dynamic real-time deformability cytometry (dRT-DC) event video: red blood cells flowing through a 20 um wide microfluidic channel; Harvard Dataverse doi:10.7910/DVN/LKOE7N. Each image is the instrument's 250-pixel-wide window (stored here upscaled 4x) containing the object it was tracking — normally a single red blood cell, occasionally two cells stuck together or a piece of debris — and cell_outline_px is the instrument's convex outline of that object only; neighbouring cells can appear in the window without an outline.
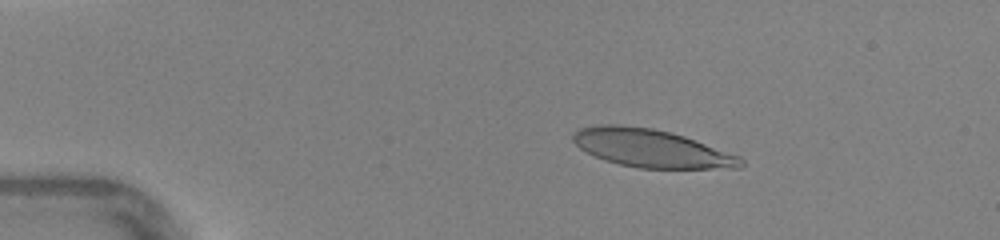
{"species": "human", "species_latin": "Homo sapiens", "temperature_condition": "warm", "stored_images_in_passage": 45, "camera_frame_rate_fps": 3000, "um_per_image_px": 0.085, "donor": {"sex": "female"}, "frame": {"image": 1, "passage_image": 7, "time_ms": 2.0, "image_size_px": [1000, 240], "cell_outline_px": [[744, 164], [740, 168], [640, 168], [620, 164], [604, 160], [580, 148], [572, 140], [572, 136], [580, 128], [596, 124], [620, 124], [652, 128], [684, 136], [740, 156], [744, 160]], "centroid_in_image_um": [55.36, 12.6], "position_along_channel_um": 29.6, "area_um2": 36.93}}
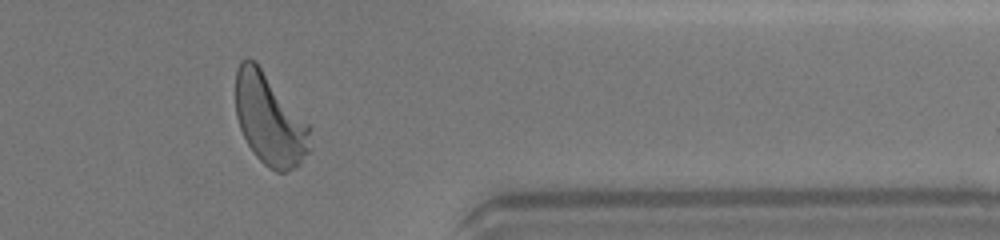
{"frame": {"image": 2, "passage_image": 37, "time_ms": 12.0, "image_size_px": [1000, 240], "cell_outline_px": [[308, 152], [300, 164], [296, 168], [284, 172], [276, 172], [268, 168], [256, 156], [248, 144], [240, 128], [236, 116], [236, 68], [240, 60], [248, 56], [256, 60], [308, 124]], "centroid_in_image_um": [22.87, 10.12], "position_along_channel_um": 388.5, "area_um2": 39.42}}
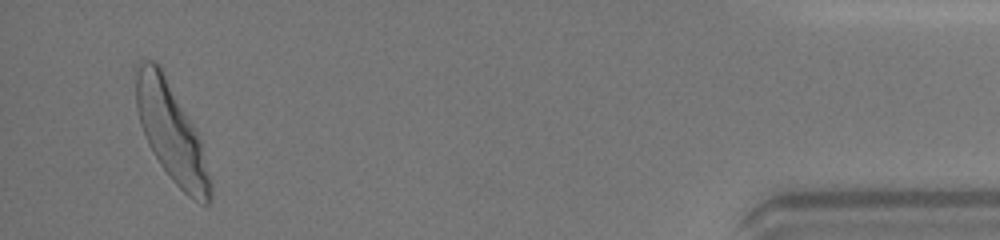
{"frame": {"image": 3, "passage_image": 43, "time_ms": 14.0, "image_size_px": [1000, 240], "cell_outline_px": [[212, 200], [208, 204], [200, 204], [192, 200], [172, 180], [160, 164], [148, 144], [140, 124], [136, 108], [136, 76], [140, 64], [144, 60], [152, 60], [160, 64], [196, 128], [200, 136], [212, 184]], "centroid_in_image_um": [14.6, 11.28], "position_along_channel_um": 420.6, "area_um2": 42.6}, "authors_computed_cell_mechanics": {"area_um2": 38.437, "velocity_mm_per_s": 4.3858, "shape_relaxation_time_tau1_ms": 4.4908, "shape_relaxation_time_tau2_ms": 0.8104, "deformation_change_tau1": 0.2253, "deformation_change_tau2": 0.0955}}